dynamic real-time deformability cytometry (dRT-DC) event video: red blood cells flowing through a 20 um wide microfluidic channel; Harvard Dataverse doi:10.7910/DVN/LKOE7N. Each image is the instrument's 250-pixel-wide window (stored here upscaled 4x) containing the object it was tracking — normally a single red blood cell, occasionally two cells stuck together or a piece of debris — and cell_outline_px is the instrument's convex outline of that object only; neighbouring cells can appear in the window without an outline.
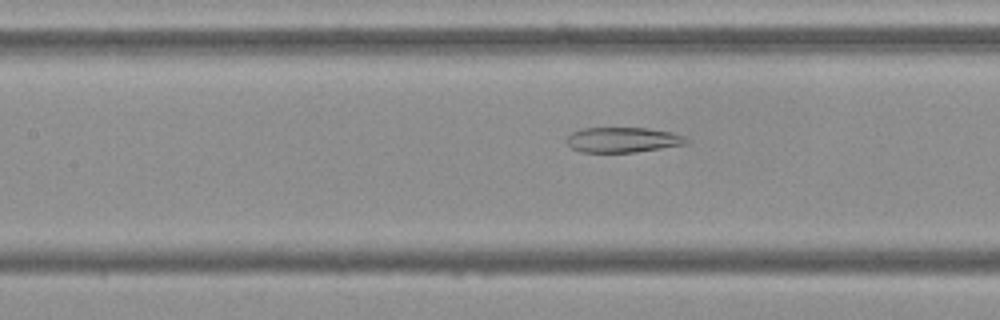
{"species": "Egyptian fruit bat (a non-hibernating species)", "species_latin": "Rousettus aegyptiacus", "temperature_condition": "cold", "stored_images_in_passage": 42, "camera_frame_rate_fps": 3000, "um_per_image_px": 0.085, "frame": {"image": 1, "passage_image": 12, "time_ms": 3.667, "image_size_px": [1000, 320], "cell_outline_px": [[692, 140], [688, 144], [636, 152], [580, 152], [572, 148], [564, 140], [572, 132], [584, 128], [648, 128], [672, 132], [684, 136]], "centroid_in_image_um": [52.98, 11.89], "position_along_channel_um": 154.4, "area_um2": 17.74}}
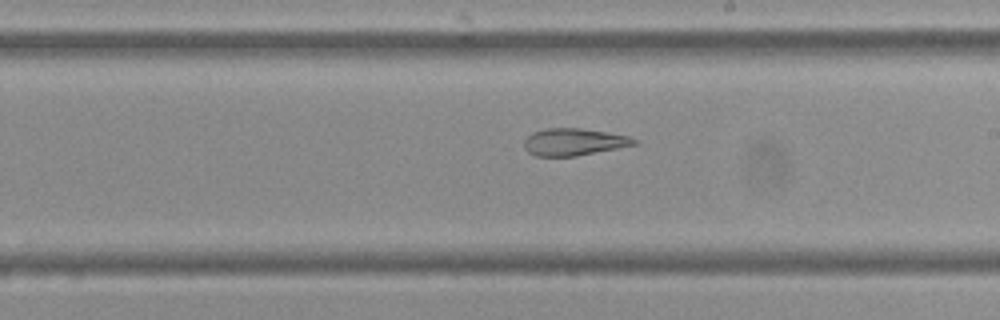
{"frame": {"image": 2, "passage_image": 19, "time_ms": 6.0, "image_size_px": [1000, 320], "cell_outline_px": [[640, 144], [576, 156], [536, 156], [528, 152], [524, 148], [524, 140], [532, 132], [548, 128], [580, 128], [608, 132], [628, 136], [640, 140]], "centroid_in_image_um": [48.82, 12.06], "position_along_channel_um": 240.2, "area_um2": 17.57}}
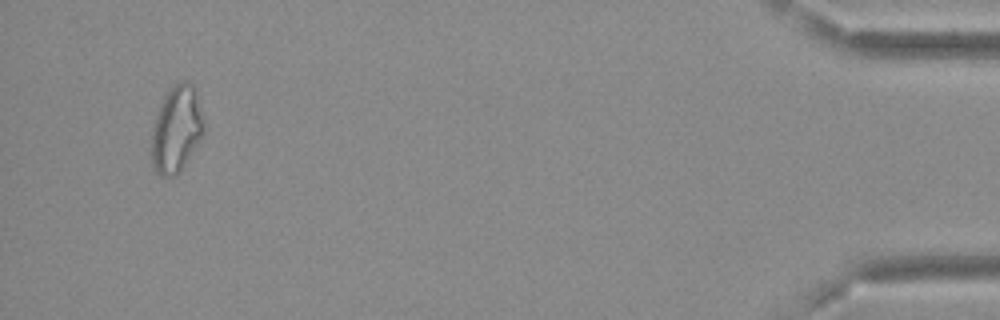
{"frame": {"image": 3, "passage_image": 40, "time_ms": 13.0, "image_size_px": [1000, 320], "cell_outline_px": [[204, 136], [180, 172], [176, 176], [160, 176], [156, 172], [152, 164], [152, 132], [156, 116], [160, 104], [168, 88], [172, 84], [184, 80], [192, 84], [196, 92], [204, 116]], "centroid_in_image_um": [15.03, 10.98], "position_along_channel_um": 420.2, "area_um2": 26.76}, "authors_computed_cell_mechanics": {"area_um2": 20.6346, "velocity_mm_per_s": 3.6831, "shape_relaxation_time_tau1_ms": null, "shape_relaxation_time_tau2_ms": 3.2072, "deformation_change_tau1": null, "deformation_change_tau2": 0.1133}}